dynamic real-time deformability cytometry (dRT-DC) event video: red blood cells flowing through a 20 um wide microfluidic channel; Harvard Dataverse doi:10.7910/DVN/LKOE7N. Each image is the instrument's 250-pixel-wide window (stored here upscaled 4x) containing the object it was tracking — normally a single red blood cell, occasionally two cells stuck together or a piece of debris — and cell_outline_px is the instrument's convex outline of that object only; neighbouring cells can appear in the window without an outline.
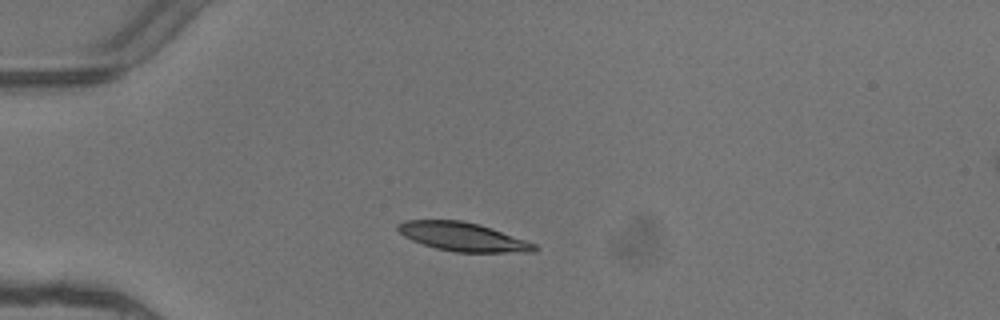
{"species": "common noctule bat (a hibernating species)", "species_latin": "Nyctalus noctula", "temperature_condition": "warm", "stored_images_in_passage": 3, "camera_frame_rate_fps": 3000, "um_per_image_px": 0.085, "animal": {"sex": "female"}, "frame": {"image": 1, "passage_image": 1, "time_ms": 0.0, "image_size_px": [1000, 320], "cell_outline_px": [[540, 248], [536, 252], [456, 252], [436, 248], [412, 240], [404, 236], [396, 228], [396, 224], [404, 220], [460, 220], [480, 224], [492, 228], [536, 244]], "centroid_in_image_um": [39.36, 20.12], "position_along_channel_um": 45.6, "area_um2": 22.83}}
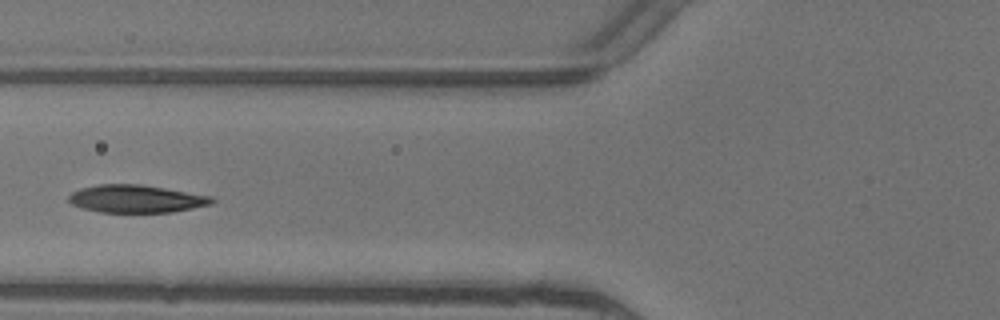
{"frame": {"image": 2, "passage_image": 3, "time_ms": 0.667, "image_size_px": [1000, 320], "cell_outline_px": [[216, 200], [212, 204], [172, 212], [100, 212], [84, 208], [72, 204], [68, 200], [68, 196], [72, 192], [80, 188], [100, 184], [140, 184], [212, 196]], "centroid_in_image_um": [11.58, 16.89], "position_along_channel_um": 114.2, "area_um2": 23.0}}